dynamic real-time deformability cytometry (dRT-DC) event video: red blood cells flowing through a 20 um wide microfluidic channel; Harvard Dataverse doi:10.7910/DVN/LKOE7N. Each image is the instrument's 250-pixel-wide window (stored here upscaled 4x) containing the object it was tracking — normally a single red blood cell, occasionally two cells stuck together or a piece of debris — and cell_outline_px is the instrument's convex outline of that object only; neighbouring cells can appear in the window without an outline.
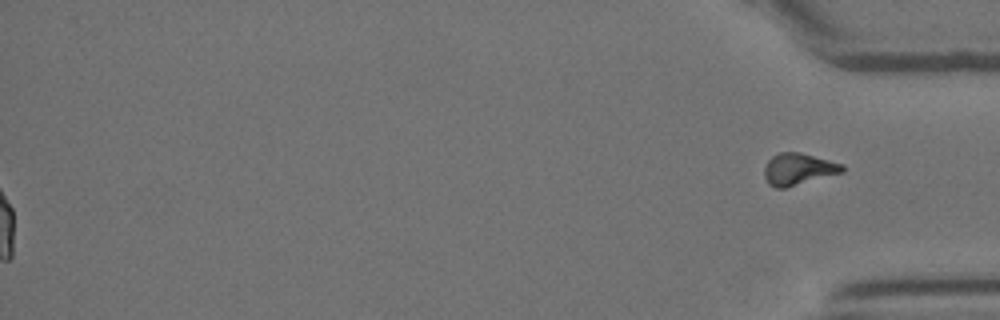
{"species": "Egyptian fruit bat (a non-hibernating species)", "species_latin": "Rousettus aegyptiacus", "temperature_condition": "room temperature", "stored_images_in_passage": 55, "segment_of_instrument_passage": [2, 2], "camera_frame_rate_fps": 3000, "um_per_image_px": 0.085, "animal": {"sex": "female"}, "frame": {"image": 1, "passage_image": 55, "time_ms": 18.0, "image_size_px": [1000, 320], "cell_outline_px": [[844, 172], [784, 188], [776, 188], [768, 184], [764, 176], [764, 168], [768, 160], [772, 156], [780, 152], [800, 152], [844, 164]], "centroid_in_image_um": [67.86, 14.37], "position_along_channel_um": 367.3, "area_um2": 14.45}}